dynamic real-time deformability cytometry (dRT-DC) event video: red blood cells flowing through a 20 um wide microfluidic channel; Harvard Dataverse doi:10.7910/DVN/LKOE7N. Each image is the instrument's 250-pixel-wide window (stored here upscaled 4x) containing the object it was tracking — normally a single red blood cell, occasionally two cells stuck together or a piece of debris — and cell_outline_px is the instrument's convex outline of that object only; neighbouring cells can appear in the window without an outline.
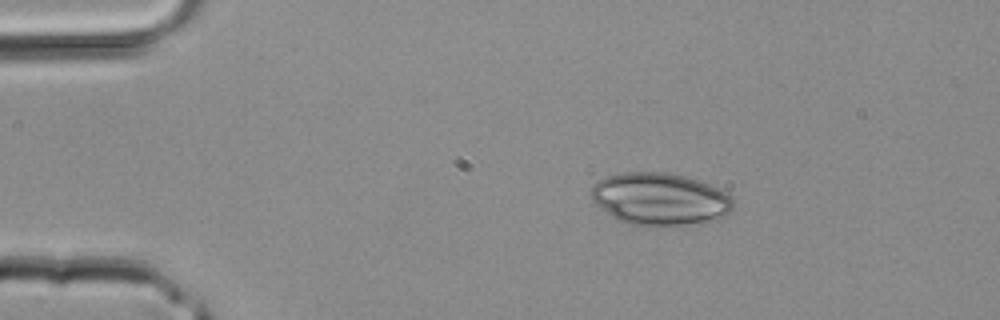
{"species": "common noctule bat (a hibernating species)", "species_latin": "Nyctalus noctula", "temperature_condition": "room temperature", "stored_images_in_passage": 2, "camera_frame_rate_fps": 3000, "um_per_image_px": 0.085, "animal": {"sex": "male", "body_mass_g": 20.4}, "frame": {"image": 1, "passage_image": 1, "time_ms": 0.0, "image_size_px": [1000, 320], "cell_outline_px": [[736, 200], [732, 208], [720, 220], [652, 228], [648, 228], [624, 224], [616, 220], [600, 208], [592, 200], [592, 184], [596, 180], [608, 176], [624, 172], [668, 172], [688, 176], [728, 192]], "centroid_in_image_um": [56.1, 16.94], "position_along_channel_um": 28.9, "area_um2": 44.51}}